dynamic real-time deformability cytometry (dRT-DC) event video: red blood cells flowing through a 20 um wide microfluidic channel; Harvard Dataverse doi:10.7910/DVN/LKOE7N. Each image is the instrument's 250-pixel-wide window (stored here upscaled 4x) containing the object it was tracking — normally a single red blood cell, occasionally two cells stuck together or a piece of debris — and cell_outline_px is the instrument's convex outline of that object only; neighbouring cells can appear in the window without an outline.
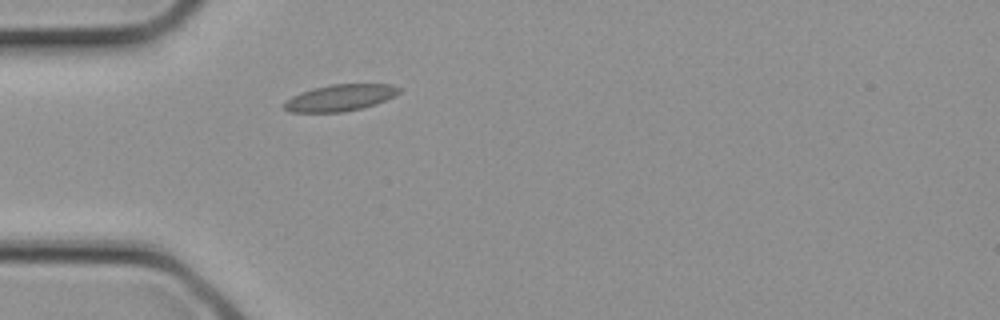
{"species": "common noctule bat (a hibernating species)", "species_latin": "Nyctalus noctula", "temperature_condition": "cold", "stored_images_in_passage": 3, "camera_frame_rate_fps": 3000, "um_per_image_px": 0.085, "animal": {"sex": "female", "body_mass_g": 21.9}, "frame": {"image": 1, "passage_image": 3, "time_ms": 0.667, "image_size_px": [1000, 320], "cell_outline_px": [[400, 92], [376, 104], [344, 112], [288, 112], [280, 104], [284, 100], [300, 92], [312, 88], [332, 84], [392, 84], [400, 88]], "centroid_in_image_um": [28.83, 8.31], "position_along_channel_um": 56.2, "area_um2": 17.86}}